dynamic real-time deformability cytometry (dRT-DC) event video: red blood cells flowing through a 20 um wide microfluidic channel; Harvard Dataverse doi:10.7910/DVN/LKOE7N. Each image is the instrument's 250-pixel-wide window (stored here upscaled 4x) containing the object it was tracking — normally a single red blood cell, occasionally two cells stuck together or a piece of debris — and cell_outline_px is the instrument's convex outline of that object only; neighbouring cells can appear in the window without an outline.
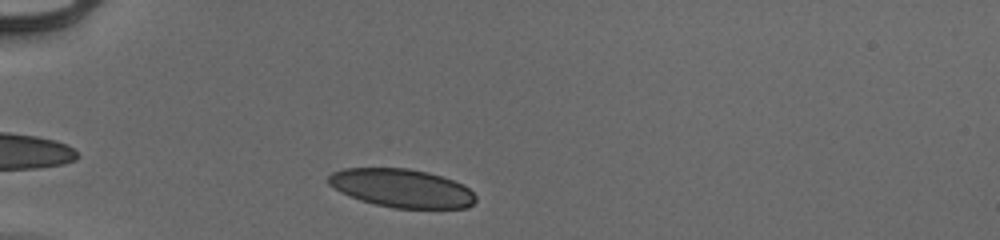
{"species": "human", "species_latin": "Homo sapiens", "temperature_condition": "cold", "stored_images_in_passage": 33, "camera_frame_rate_fps": 3000, "um_per_image_px": 0.085, "donor": {"sex": "male"}, "frame": {"image": 1, "passage_image": 3, "time_ms": 0.667, "image_size_px": [1000, 240], "cell_outline_px": [[476, 200], [468, 208], [392, 208], [360, 200], [340, 192], [328, 184], [328, 176], [332, 172], [344, 168], [408, 168], [428, 172], [464, 184], [476, 196]], "centroid_in_image_um": [34.14, 15.99], "position_along_channel_um": 50.9, "area_um2": 33.0}}
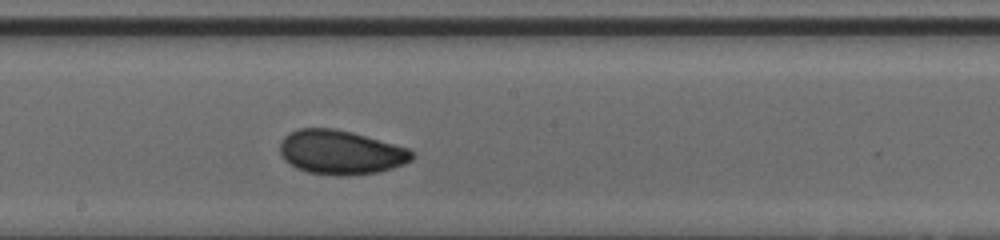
{"frame": {"image": 2, "passage_image": 18, "time_ms": 5.667, "image_size_px": [1000, 240], "cell_outline_px": [[412, 160], [404, 164], [392, 168], [376, 172], [348, 176], [336, 176], [308, 172], [296, 168], [284, 160], [280, 152], [280, 144], [284, 136], [288, 132], [296, 128], [332, 128], [352, 132], [408, 148], [412, 152]], "centroid_in_image_um": [28.92, 12.94], "position_along_channel_um": 219.3, "area_um2": 34.04}}
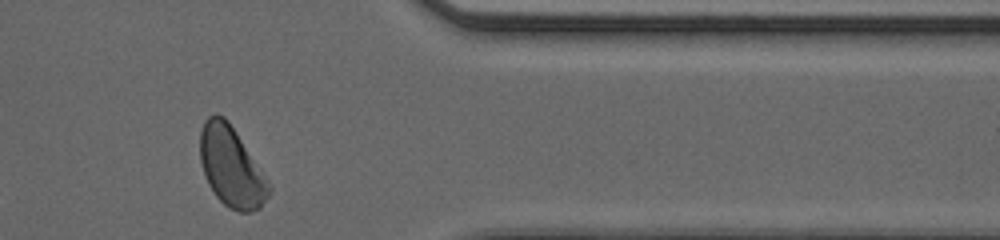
{"frame": {"image": 3, "passage_image": 32, "time_ms": 10.333, "image_size_px": [1000, 240], "cell_outline_px": [[268, 196], [260, 208], [252, 212], [240, 212], [228, 208], [216, 196], [208, 184], [200, 160], [200, 132], [204, 120], [208, 116], [216, 112], [224, 116], [228, 120], [268, 180]], "centroid_in_image_um": [19.63, 14.16], "position_along_channel_um": 391.8, "area_um2": 31.85}, "authors_computed_cell_mechanics": {"area_um2": 33.0038, "velocity_mm_per_s": 3.9288, "shape_relaxation_time_tau1_ms": 3.4196, "shape_relaxation_time_tau2_ms": 1.1714, "deformation_change_tau1": 0.1063, "deformation_change_tau2": 0.0511}}